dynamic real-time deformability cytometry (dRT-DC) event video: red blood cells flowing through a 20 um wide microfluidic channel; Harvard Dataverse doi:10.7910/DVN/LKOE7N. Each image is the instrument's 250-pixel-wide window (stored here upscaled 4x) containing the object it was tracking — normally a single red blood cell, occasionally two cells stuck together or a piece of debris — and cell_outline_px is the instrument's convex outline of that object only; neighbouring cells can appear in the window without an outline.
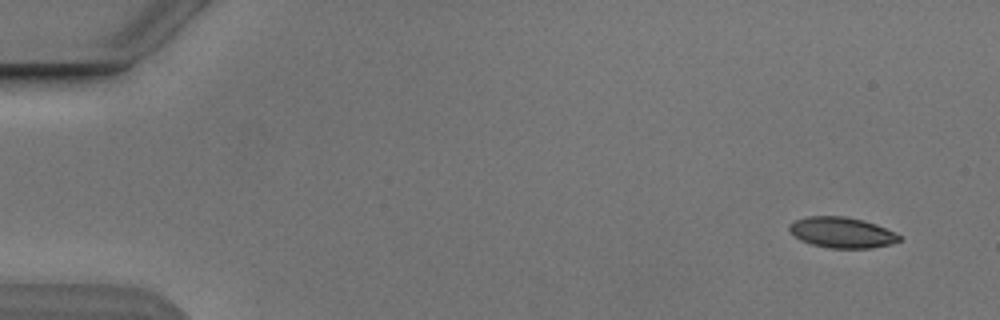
{"species": "Egyptian fruit bat (a non-hibernating species)", "species_latin": "Rousettus aegyptiacus", "temperature_condition": "cold", "stored_images_in_passage": 7, "camera_frame_rate_fps": 3000, "um_per_image_px": 0.085, "animal": {"sex": "male"}, "frame": {"image": 1, "passage_image": 1, "time_ms": 0.0, "image_size_px": [1000, 320], "cell_outline_px": [[900, 240], [892, 244], [872, 248], [828, 248], [812, 244], [800, 240], [788, 228], [788, 224], [796, 220], [808, 216], [844, 216], [864, 220], [876, 224], [900, 236]], "centroid_in_image_um": [71.54, 19.76], "position_along_channel_um": 13.5, "area_um2": 19.54}}
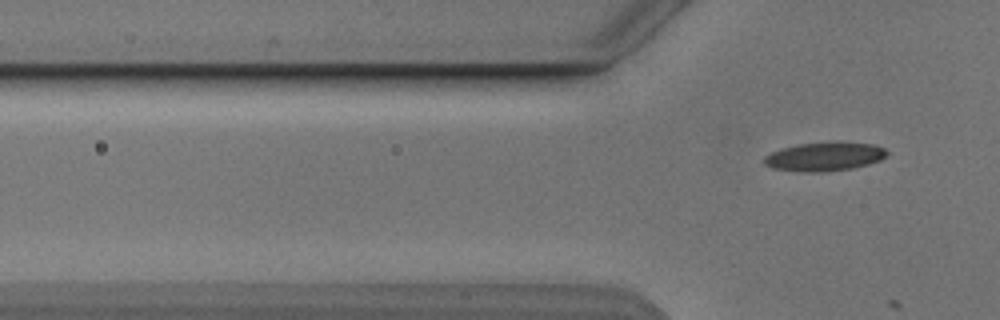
{"frame": {"image": 2, "passage_image": 7, "time_ms": 8.0, "image_size_px": [1000, 320], "cell_outline_px": [[888, 152], [880, 160], [868, 164], [852, 168], [824, 172], [808, 172], [772, 168], [764, 164], [764, 156], [780, 148], [800, 144], [872, 144], [884, 148]], "centroid_in_image_um": [70.03, 13.35], "position_along_channel_um": 55.8, "area_um2": 19.77}}